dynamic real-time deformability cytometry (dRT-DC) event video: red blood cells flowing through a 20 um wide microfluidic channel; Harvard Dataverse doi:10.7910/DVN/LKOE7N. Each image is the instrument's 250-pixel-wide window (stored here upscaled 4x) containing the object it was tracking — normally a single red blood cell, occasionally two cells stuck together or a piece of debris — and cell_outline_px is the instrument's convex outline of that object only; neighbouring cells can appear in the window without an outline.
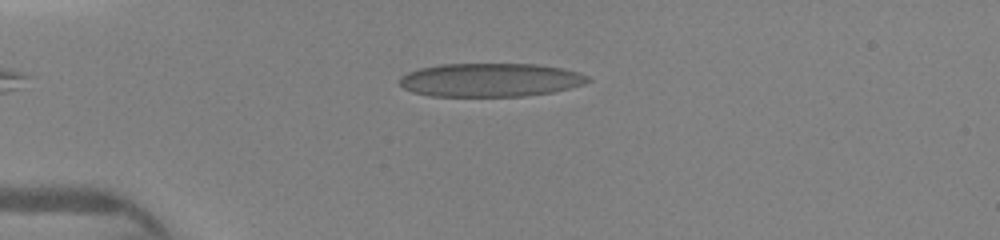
{"species": "human", "species_latin": "Homo sapiens", "temperature_condition": "warm", "stored_images_in_passage": 8, "camera_frame_rate_fps": 3000, "um_per_image_px": 0.085, "donor": {"sex": "female"}, "frame": {"image": 1, "passage_image": 2, "time_ms": 0.333, "image_size_px": [1000, 240], "cell_outline_px": [[592, 80], [584, 84], [552, 92], [524, 96], [428, 96], [412, 92], [404, 88], [400, 84], [400, 76], [408, 72], [420, 68], [440, 64], [536, 64], [560, 68], [576, 72], [588, 76]], "centroid_in_image_um": [41.65, 6.8], "position_along_channel_um": 43.4, "area_um2": 36.76}}
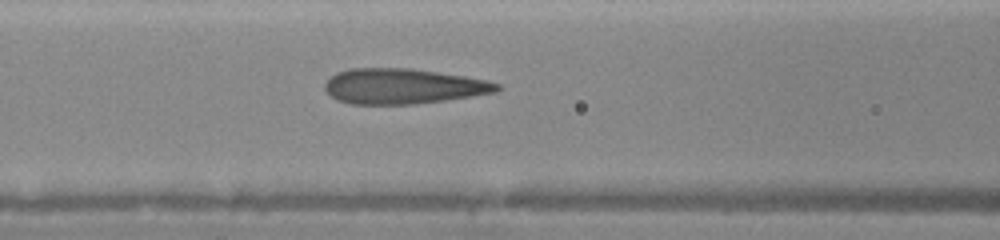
{"frame": {"image": 2, "passage_image": 6, "time_ms": 3.0, "image_size_px": [1000, 240], "cell_outline_px": [[500, 88], [496, 92], [448, 100], [416, 104], [352, 104], [336, 100], [324, 88], [324, 84], [336, 72], [352, 68], [412, 68], [464, 76], [488, 80], [500, 84]], "centroid_in_image_um": [34.27, 7.33], "position_along_channel_um": 132.3, "area_um2": 35.49}}
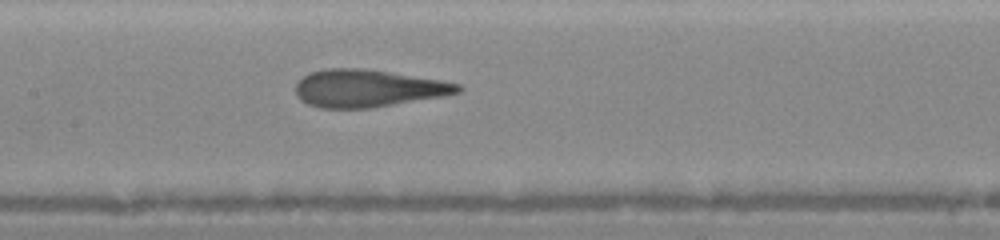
{"frame": {"image": 3, "passage_image": 8, "time_ms": 4.0, "image_size_px": [1000, 240], "cell_outline_px": [[464, 88], [460, 92], [440, 96], [372, 108], [320, 108], [308, 104], [300, 100], [296, 96], [296, 84], [304, 76], [312, 72], [324, 68], [364, 68], [440, 80], [460, 84]], "centroid_in_image_um": [31.24, 7.51], "position_along_channel_um": 176.2, "area_um2": 35.2}}